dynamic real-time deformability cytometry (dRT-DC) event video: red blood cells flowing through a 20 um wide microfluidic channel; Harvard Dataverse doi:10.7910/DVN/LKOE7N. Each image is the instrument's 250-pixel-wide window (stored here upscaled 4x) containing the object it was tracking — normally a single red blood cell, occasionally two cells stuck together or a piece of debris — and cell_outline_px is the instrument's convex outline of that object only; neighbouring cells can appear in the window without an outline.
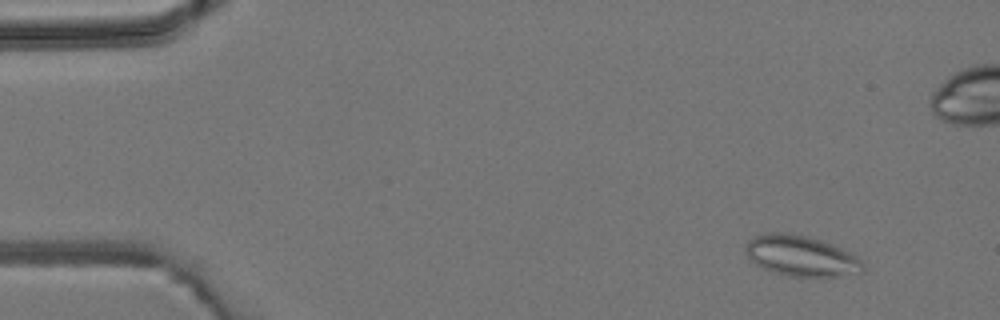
{"species": "common noctule bat (a hibernating species)", "species_latin": "Nyctalus noctula", "temperature_condition": "room temperature", "stored_images_in_passage": 7, "camera_frame_rate_fps": 3000, "um_per_image_px": 0.085, "animal": {"sex": "male", "body_mass_g": 19.2, "forearm_length_mm": 51.8}, "frame": {"image": 1, "passage_image": 1, "time_ms": 0.0, "image_size_px": [1000, 320], "cell_outline_px": [[864, 272], [836, 276], [788, 276], [764, 268], [748, 260], [744, 248], [748, 240], [756, 236], [768, 232], [788, 232], [808, 236], [832, 244], [852, 252], [864, 264]], "centroid_in_image_um": [68.08, 21.73], "position_along_channel_um": 16.9, "area_um2": 27.92}}
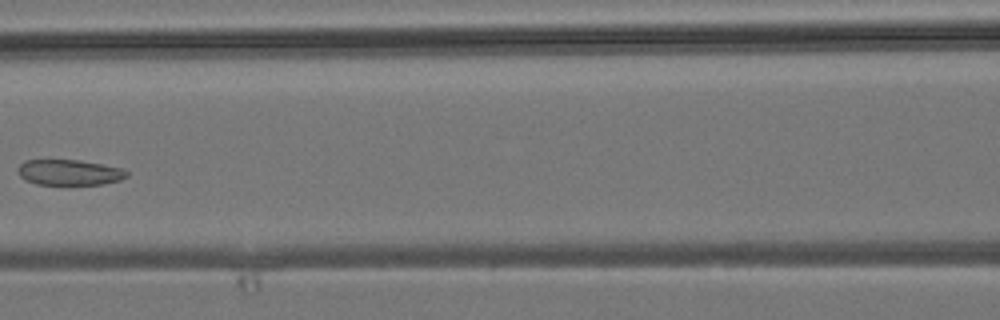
{"frame": {"image": 2, "passage_image": 6, "time_ms": 6.0, "image_size_px": [1000, 320], "cell_outline_px": [[128, 176], [120, 180], [104, 184], [36, 184], [24, 180], [20, 176], [20, 164], [24, 160], [80, 160], [120, 168], [128, 172]], "centroid_in_image_um": [5.9, 14.65], "position_along_channel_um": 160.7, "area_um2": 16.01}}
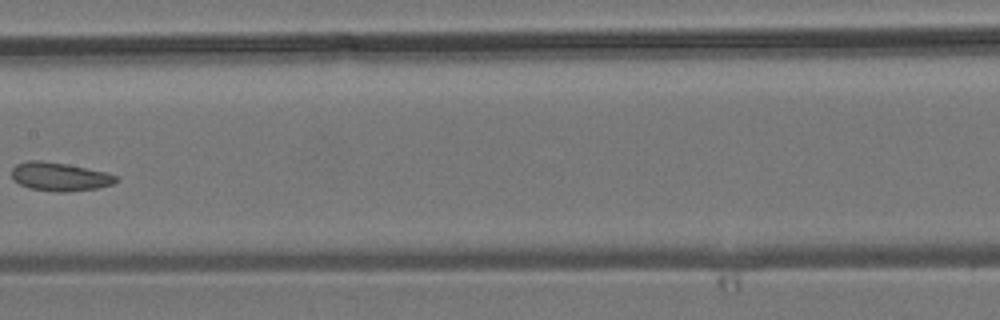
{"frame": {"image": 3, "passage_image": 7, "time_ms": 7.0, "image_size_px": [1000, 320], "cell_outline_px": [[120, 180], [112, 184], [96, 188], [64, 192], [56, 192], [28, 188], [12, 180], [12, 168], [16, 164], [28, 160], [40, 160], [64, 164], [104, 172], [116, 176]], "centroid_in_image_um": [5.02, 15.02], "position_along_channel_um": 202.4, "area_um2": 17.17}}